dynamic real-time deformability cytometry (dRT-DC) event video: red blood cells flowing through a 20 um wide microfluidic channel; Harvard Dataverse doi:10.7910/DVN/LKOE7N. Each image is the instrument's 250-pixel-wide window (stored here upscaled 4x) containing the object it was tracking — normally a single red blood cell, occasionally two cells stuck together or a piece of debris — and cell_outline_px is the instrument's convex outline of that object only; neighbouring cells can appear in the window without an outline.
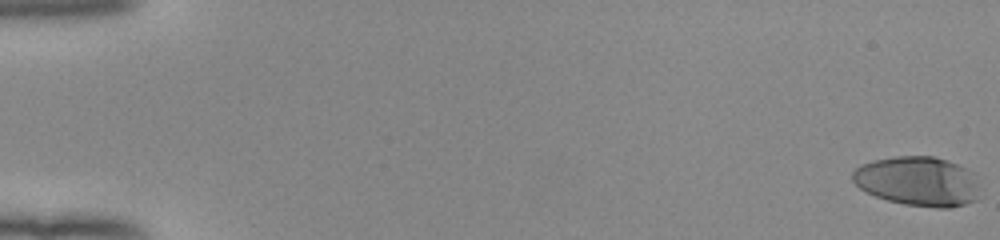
{"species": "human", "species_latin": "Homo sapiens", "temperature_condition": "room temperature", "stored_images_in_passage": 54, "camera_frame_rate_fps": 3000, "um_per_image_px": 0.085, "donor": {"sex": "female"}, "frame": {"image": 1, "passage_image": 1, "time_ms": 0.0, "image_size_px": [1000, 240], "cell_outline_px": [[976, 200], [952, 208], [936, 208], [904, 204], [888, 200], [876, 196], [860, 188], [852, 180], [852, 172], [856, 168], [872, 160], [896, 156], [936, 156], [956, 164], [972, 172], [976, 184]], "centroid_in_image_um": [77.98, 15.41], "position_along_channel_um": 7.0, "area_um2": 36.36}}
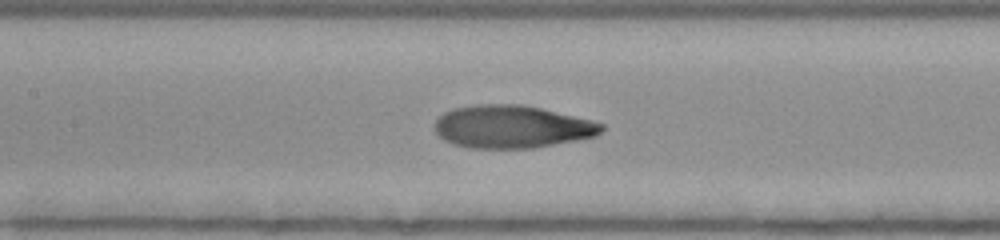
{"frame": {"image": 2, "passage_image": 27, "time_ms": 8.667, "image_size_px": [1000, 240], "cell_outline_px": [[604, 128], [596, 136], [576, 140], [532, 148], [468, 148], [452, 144], [444, 140], [432, 128], [436, 120], [444, 112], [452, 108], [476, 104], [520, 104], [540, 108], [592, 120], [604, 124]], "centroid_in_image_um": [43.47, 10.77], "position_along_channel_um": 163.9, "area_um2": 41.67}}
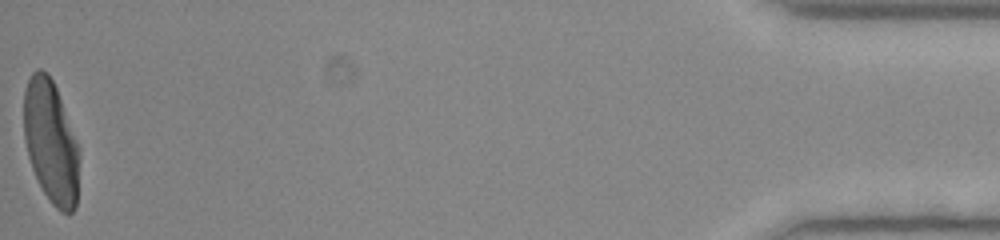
{"frame": {"image": 3, "passage_image": 54, "time_ms": 17.667, "image_size_px": [1000, 240], "cell_outline_px": [[80, 160], [76, 208], [68, 216], [60, 212], [52, 204], [44, 192], [32, 168], [28, 156], [24, 140], [24, 88], [32, 72], [36, 68], [40, 68], [52, 80], [56, 88], [76, 140], [80, 152]], "centroid_in_image_um": [4.33, 12.11], "position_along_channel_um": 430.9, "area_um2": 39.82}, "authors_computed_cell_mechanics": {"area_um2": 40.171, "velocity_mm_per_s": 3.968, "shape_relaxation_time_tau1_ms": 4.4547, "shape_relaxation_time_tau2_ms": 0.8365, "deformation_change_tau1": 0.2452, "deformation_change_tau2": 0.0609}}